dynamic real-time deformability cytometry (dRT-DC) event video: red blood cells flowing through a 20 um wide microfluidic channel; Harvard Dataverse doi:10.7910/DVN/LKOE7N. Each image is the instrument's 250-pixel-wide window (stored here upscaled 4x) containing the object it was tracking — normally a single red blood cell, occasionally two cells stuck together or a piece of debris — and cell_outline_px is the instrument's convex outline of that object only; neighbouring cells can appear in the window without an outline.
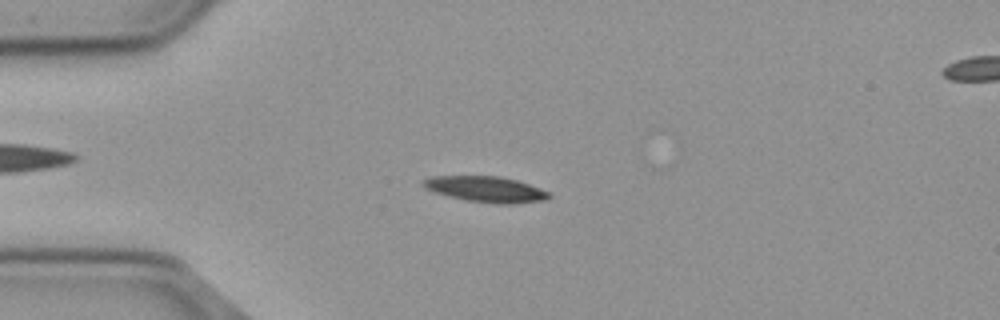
{"species": "common noctule bat (a hibernating species)", "species_latin": "Nyctalus noctula", "temperature_condition": "cold", "stored_images_in_passage": 51, "camera_frame_rate_fps": 3000, "um_per_image_px": 0.085, "animal": {"sex": "male", "body_mass_g": 23.1, "forearm_length_mm": 52.7}, "frame": {"image": 1, "passage_image": 9, "time_ms": 2.667, "image_size_px": [1000, 320], "cell_outline_px": [[552, 196], [544, 200], [512, 204], [496, 204], [468, 200], [448, 196], [424, 188], [424, 180], [432, 176], [500, 176], [516, 180], [528, 184], [548, 192]], "centroid_in_image_um": [41.31, 16.08], "position_along_channel_um": 43.7, "area_um2": 18.61}}
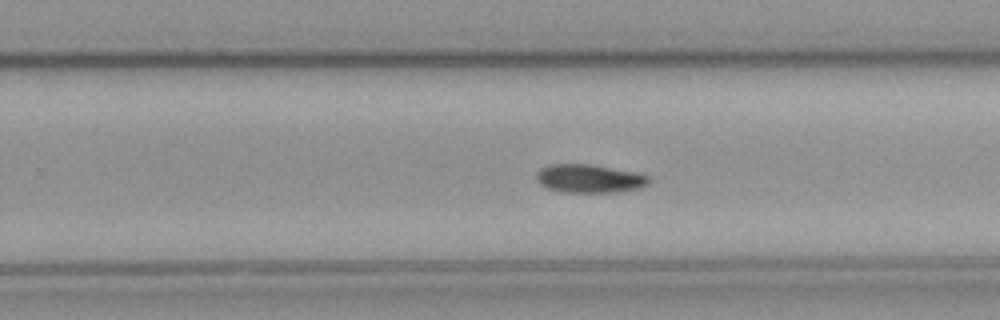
{"frame": {"image": 2, "passage_image": 30, "time_ms": 9.667, "image_size_px": [1000, 320], "cell_outline_px": [[648, 184], [640, 188], [616, 192], [560, 192], [548, 188], [540, 184], [536, 180], [536, 172], [540, 168], [548, 164], [592, 164], [632, 172], [648, 176]], "centroid_in_image_um": [50.02, 15.18], "position_along_channel_um": 279.8, "area_um2": 18.55}}
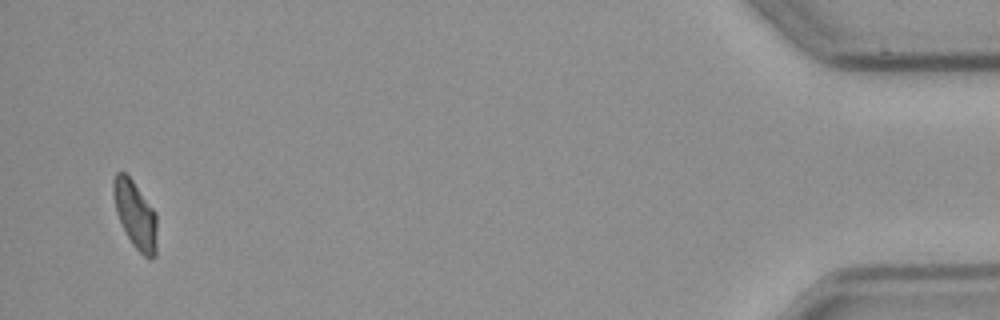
{"frame": {"image": 3, "passage_image": 49, "time_ms": 16.0, "image_size_px": [1000, 320], "cell_outline_px": [[156, 256], [152, 260], [148, 260], [132, 244], [116, 212], [112, 192], [112, 180], [116, 172], [124, 172], [132, 180], [156, 212]], "centroid_in_image_um": [11.5, 18.25], "position_along_channel_um": 423.7, "area_um2": 17.11}, "authors_computed_cell_mechanics": {"area_um2": 18.0914, "velocity_mm_per_s": 3.6673, "shape_relaxation_time_tau1_ms": 4.6942, "shape_relaxation_time_tau2_ms": null, "deformation_change_tau1": 0.1156, "deformation_change_tau2": null}}